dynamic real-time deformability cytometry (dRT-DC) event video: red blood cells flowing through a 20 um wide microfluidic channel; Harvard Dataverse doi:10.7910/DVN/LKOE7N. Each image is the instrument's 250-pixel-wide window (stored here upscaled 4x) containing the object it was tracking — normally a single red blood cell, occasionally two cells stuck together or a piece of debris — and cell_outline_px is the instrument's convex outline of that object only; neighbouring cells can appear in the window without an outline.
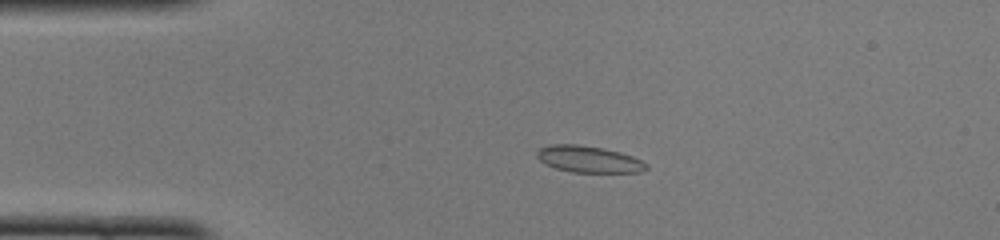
{"species": "common noctule bat (a hibernating species)", "species_latin": "Nyctalus noctula", "temperature_condition": "cold", "stored_images_in_passage": 44, "camera_frame_rate_fps": 3000, "um_per_image_px": 0.085, "animal": {"sex": "female", "body_mass_g": 22.0, "forearm_length_mm": 56.7}, "frame": {"image": 1, "passage_image": 6, "time_ms": 1.667, "image_size_px": [1000, 240], "cell_outline_px": [[648, 168], [640, 172], [572, 172], [556, 168], [544, 164], [536, 156], [536, 152], [540, 148], [552, 144], [576, 144], [604, 148], [620, 152], [632, 156], [648, 164]], "centroid_in_image_um": [50.03, 13.53], "position_along_channel_um": 35.0, "area_um2": 16.94}}
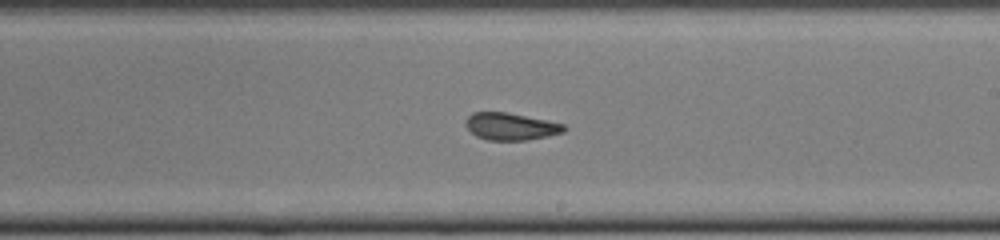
{"frame": {"image": 2, "passage_image": 24, "time_ms": 7.667, "image_size_px": [1000, 240], "cell_outline_px": [[568, 128], [564, 132], [548, 136], [528, 140], [488, 140], [476, 136], [464, 124], [464, 120], [472, 112], [508, 112], [548, 120], [564, 124]], "centroid_in_image_um": [43.43, 10.74], "position_along_channel_um": 245.6, "area_um2": 15.78}}
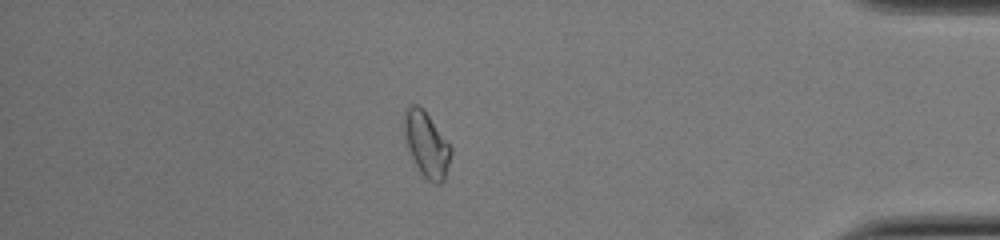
{"frame": {"image": 3, "passage_image": 38, "time_ms": 12.333, "image_size_px": [1000, 240], "cell_outline_px": [[452, 152], [444, 180], [440, 184], [436, 184], [428, 180], [420, 172], [408, 152], [404, 144], [404, 116], [408, 108], [412, 104], [416, 104], [424, 108], [452, 148]], "centroid_in_image_um": [36.24, 12.27], "position_along_channel_um": 399.0, "area_um2": 17.86}, "authors_computed_cell_mechanics": {"area_um2": 16.6464, "velocity_mm_per_s": 4.0943, "shape_relaxation_time_tau1_ms": 3.8451, "shape_relaxation_time_tau2_ms": 1.4918, "deformation_change_tau1": 0.1017, "deformation_change_tau2": 0.0613}}